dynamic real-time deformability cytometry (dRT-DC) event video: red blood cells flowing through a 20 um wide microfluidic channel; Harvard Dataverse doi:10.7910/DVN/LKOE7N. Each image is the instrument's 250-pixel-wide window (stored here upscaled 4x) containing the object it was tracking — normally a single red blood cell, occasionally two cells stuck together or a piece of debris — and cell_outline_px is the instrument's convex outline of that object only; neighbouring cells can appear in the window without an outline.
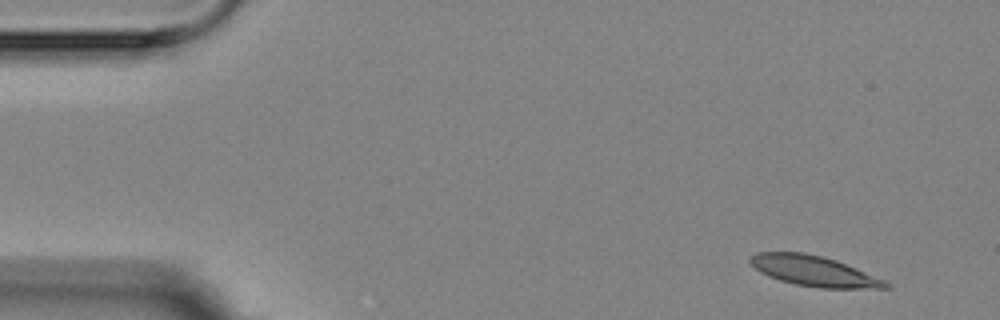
{"species": "Egyptian fruit bat (a non-hibernating species)", "species_latin": "Rousettus aegyptiacus", "temperature_condition": "room temperature", "stored_images_in_passage": 4, "camera_frame_rate_fps": 3000, "um_per_image_px": 0.085, "animal": {"sex": "female"}, "frame": {"image": 1, "passage_image": 1, "time_ms": 0.0, "image_size_px": [1000, 320], "cell_outline_px": [[892, 288], [820, 288], [796, 284], [780, 280], [768, 276], [760, 272], [748, 260], [756, 252], [804, 252], [824, 256], [836, 260], [884, 280], [892, 284]], "centroid_in_image_um": [69.19, 23.03], "position_along_channel_um": 15.8, "area_um2": 23.81}}
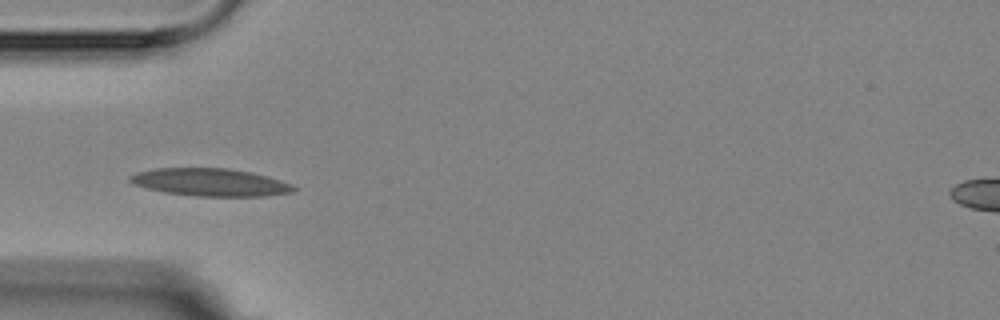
{"frame": {"image": 2, "passage_image": 4, "time_ms": 4.333, "image_size_px": [1000, 320], "cell_outline_px": [[296, 192], [264, 196], [196, 196], [164, 192], [132, 184], [128, 180], [128, 176], [136, 172], [156, 168], [228, 168], [252, 172], [268, 176], [292, 184], [296, 188]], "centroid_in_image_um": [17.88, 15.49], "position_along_channel_um": 67.1, "area_um2": 26.53}}